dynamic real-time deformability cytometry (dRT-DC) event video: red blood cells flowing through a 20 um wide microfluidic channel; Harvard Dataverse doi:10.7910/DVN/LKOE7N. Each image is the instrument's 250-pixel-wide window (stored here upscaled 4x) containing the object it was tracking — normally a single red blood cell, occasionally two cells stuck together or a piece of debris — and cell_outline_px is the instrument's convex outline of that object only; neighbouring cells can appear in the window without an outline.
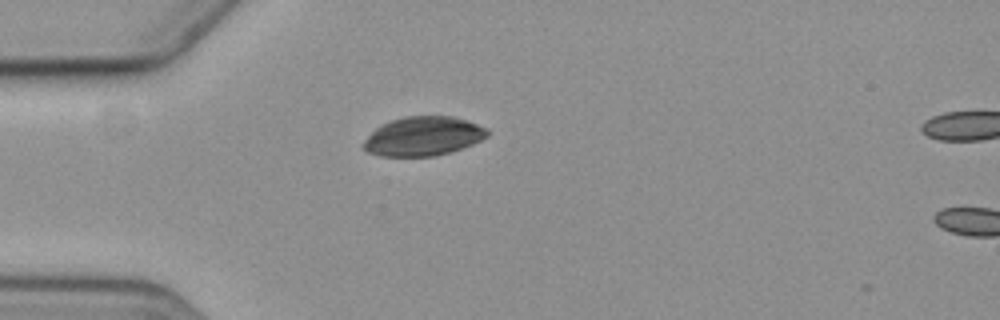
{"species": "common noctule bat (a hibernating species)", "species_latin": "Nyctalus noctula", "temperature_condition": "cold", "stored_images_in_passage": 2, "camera_frame_rate_fps": 3000, "um_per_image_px": 0.085, "animal": {"sex": "female", "body_mass_g": 19.3, "forearm_length_mm": 54.1}, "frame": {"image": 1, "passage_image": 1, "time_ms": 0.0, "image_size_px": [1000, 320], "cell_outline_px": [[488, 136], [472, 144], [436, 156], [380, 156], [368, 152], [360, 144], [380, 124], [404, 116], [452, 116], [468, 120], [488, 128]], "centroid_in_image_um": [35.96, 11.57], "position_along_channel_um": 49.0, "area_um2": 28.26}}